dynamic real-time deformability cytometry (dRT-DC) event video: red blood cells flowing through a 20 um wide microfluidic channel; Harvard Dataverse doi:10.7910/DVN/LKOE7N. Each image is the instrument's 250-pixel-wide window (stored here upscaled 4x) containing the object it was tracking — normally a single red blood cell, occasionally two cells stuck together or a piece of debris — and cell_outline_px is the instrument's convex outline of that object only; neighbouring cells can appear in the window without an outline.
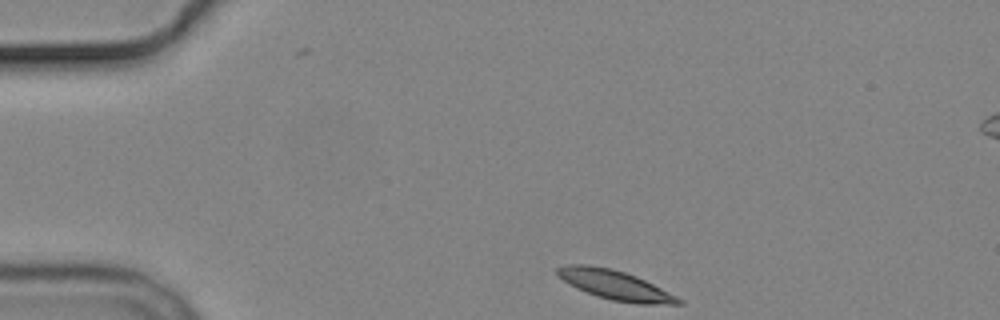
{"species": "common noctule bat (a hibernating species)", "species_latin": "Nyctalus noctula", "temperature_condition": "cold", "stored_images_in_passage": 3, "camera_frame_rate_fps": 3000, "um_per_image_px": 0.085, "animal": {"sex": "male", "body_mass_g": 19.2, "forearm_length_mm": 51.8}, "frame": {"image": 1, "passage_image": 1, "time_ms": 0.0, "image_size_px": [1000, 320], "cell_outline_px": [[684, 304], [636, 304], [612, 300], [596, 296], [576, 288], [556, 276], [556, 268], [564, 264], [588, 264], [612, 268], [636, 276], [684, 300]], "centroid_in_image_um": [52.23, 24.22], "position_along_channel_um": 32.8, "area_um2": 20.87}}